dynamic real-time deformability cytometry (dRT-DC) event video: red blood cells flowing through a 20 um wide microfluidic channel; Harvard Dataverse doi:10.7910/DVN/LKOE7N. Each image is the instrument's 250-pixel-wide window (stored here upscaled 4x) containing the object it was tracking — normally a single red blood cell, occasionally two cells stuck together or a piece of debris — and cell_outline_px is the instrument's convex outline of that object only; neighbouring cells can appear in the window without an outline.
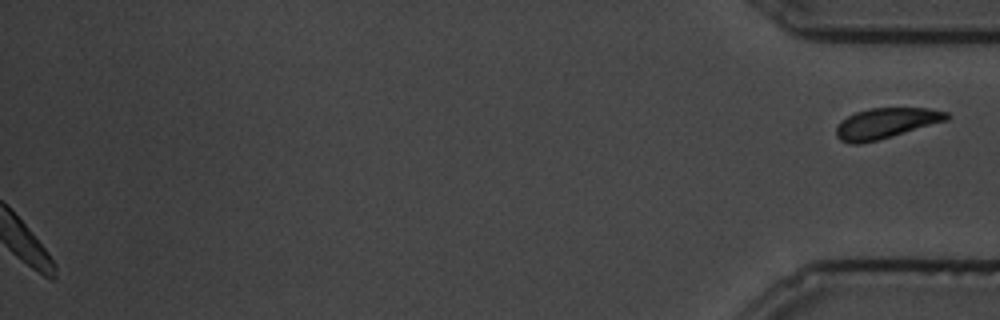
{"species": "common noctule bat (a hibernating species)", "species_latin": "Nyctalus noctula", "temperature_condition": "cold", "stored_images_in_passage": 81, "segment_of_instrument_passage": [2, 2], "camera_frame_rate_fps": 3000, "um_per_image_px": 0.085, "animal": {"sex": "male", "body_mass_g": 19.5, "forearm_length_mm": 54.6}, "frame": {"image": 1, "passage_image": 81, "time_ms": 26.667, "image_size_px": [1000, 320], "cell_outline_px": [[952, 116], [948, 120], [892, 136], [860, 144], [852, 144], [840, 140], [836, 136], [836, 128], [840, 120], [856, 112], [868, 108], [928, 108], [948, 112]], "centroid_in_image_um": [75.31, 10.47], "position_along_channel_um": 359.9, "area_um2": 19.65}}